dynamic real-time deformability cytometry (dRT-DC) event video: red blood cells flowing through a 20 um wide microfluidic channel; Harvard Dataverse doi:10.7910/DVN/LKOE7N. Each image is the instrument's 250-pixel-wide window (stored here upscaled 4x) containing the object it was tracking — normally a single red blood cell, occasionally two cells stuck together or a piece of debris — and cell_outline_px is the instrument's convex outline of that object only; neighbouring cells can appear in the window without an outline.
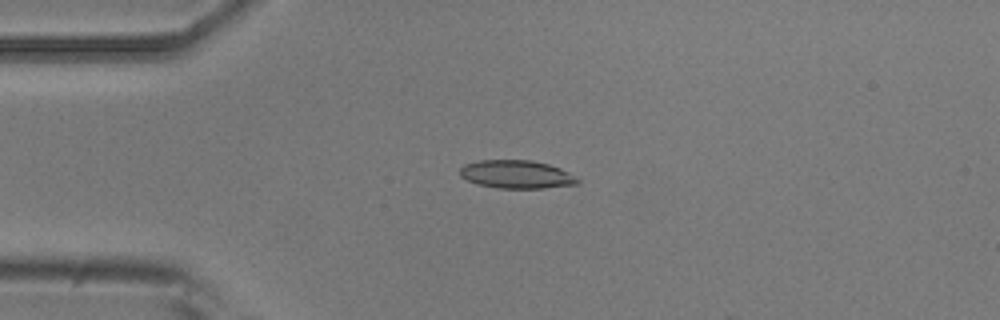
{"species": "common noctule bat (a hibernating species)", "species_latin": "Nyctalus noctula", "temperature_condition": "room temperature", "stored_images_in_passage": 3, "camera_frame_rate_fps": 3000, "um_per_image_px": 0.085, "animal": {"sex": "male", "body_mass_g": 20.5, "forearm_length_mm": 52.5}, "frame": {"image": 1, "passage_image": 2, "time_ms": 1.333, "image_size_px": [1000, 320], "cell_outline_px": [[580, 184], [544, 188], [496, 188], [480, 184], [468, 180], [460, 176], [460, 168], [464, 164], [480, 160], [532, 160], [548, 164], [560, 168], [568, 172], [580, 180]], "centroid_in_image_um": [43.92, 14.82], "position_along_channel_um": 41.1, "area_um2": 19.31}}